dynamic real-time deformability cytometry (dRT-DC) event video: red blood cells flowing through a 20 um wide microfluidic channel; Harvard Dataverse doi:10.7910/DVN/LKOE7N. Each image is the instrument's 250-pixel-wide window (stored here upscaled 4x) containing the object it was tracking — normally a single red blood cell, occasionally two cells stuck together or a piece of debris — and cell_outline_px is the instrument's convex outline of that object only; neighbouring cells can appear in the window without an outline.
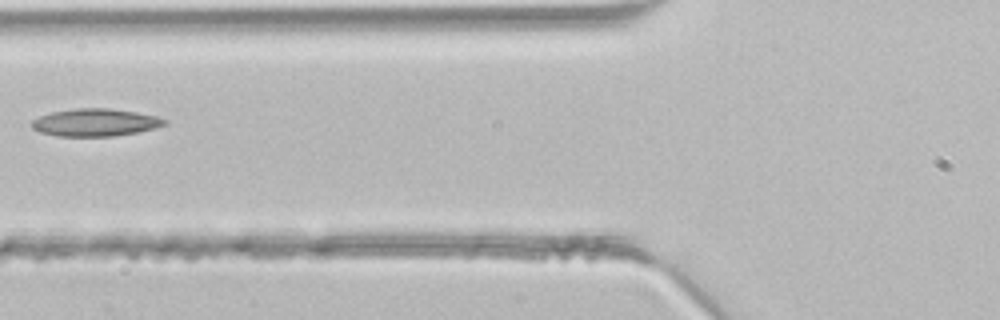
{"species": "common noctule bat (a hibernating species)", "species_latin": "Nyctalus noctula", "temperature_condition": "room temperature", "stored_images_in_passage": 4, "camera_frame_rate_fps": 3000, "um_per_image_px": 0.085, "animal": {"sex": "male", "body_mass_g": 21.5, "forearm_length_mm": 52.0}, "frame": {"image": 1, "passage_image": 4, "time_ms": 1.0, "image_size_px": [1000, 320], "cell_outline_px": [[168, 124], [136, 132], [112, 136], [56, 136], [40, 132], [32, 128], [32, 120], [40, 116], [52, 112], [72, 108], [108, 108], [136, 112], [156, 116], [168, 120]], "centroid_in_image_um": [8.08, 10.4], "position_along_channel_um": 117.7, "area_um2": 21.21}}